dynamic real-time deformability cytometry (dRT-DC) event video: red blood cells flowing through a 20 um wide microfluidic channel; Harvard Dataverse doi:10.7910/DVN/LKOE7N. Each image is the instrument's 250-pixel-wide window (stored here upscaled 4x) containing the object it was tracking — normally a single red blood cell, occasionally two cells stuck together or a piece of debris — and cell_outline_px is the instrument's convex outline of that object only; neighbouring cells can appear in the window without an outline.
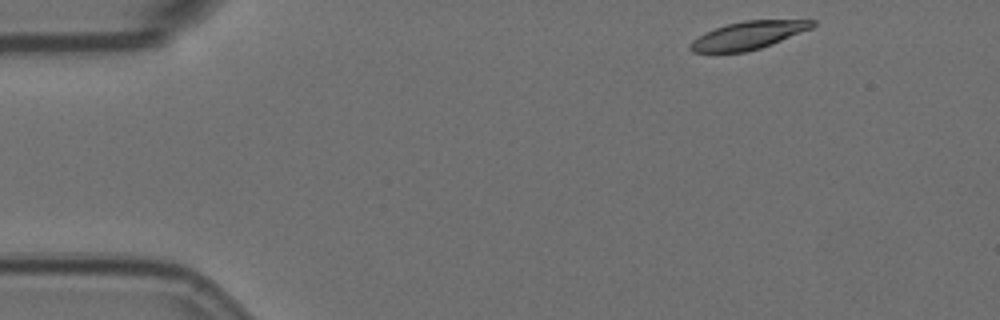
{"species": "Egyptian fruit bat (a non-hibernating species)", "species_latin": "Rousettus aegyptiacus", "temperature_condition": "room temperature", "stored_images_in_passage": 4, "camera_frame_rate_fps": 3000, "um_per_image_px": 0.085, "animal": {"sex": "female"}, "frame": {"image": 1, "passage_image": 1, "time_ms": 0.0, "image_size_px": [1000, 320], "cell_outline_px": [[816, 24], [812, 28], [772, 44], [748, 52], [692, 52], [688, 48], [688, 44], [692, 40], [704, 32], [728, 24], [744, 20], [816, 20]], "centroid_in_image_um": [63.58, 3.01], "position_along_channel_um": 21.4, "area_um2": 19.83}}
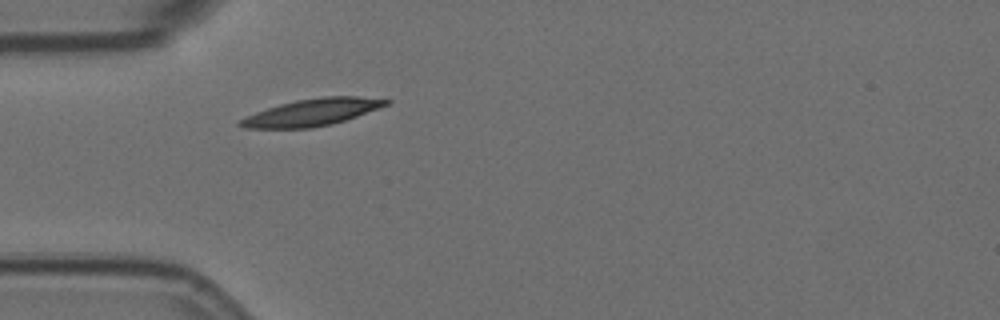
{"frame": {"image": 2, "passage_image": 4, "time_ms": 1.0, "image_size_px": [1000, 320], "cell_outline_px": [[392, 100], [388, 104], [380, 108], [332, 124], [312, 128], [244, 128], [236, 124], [236, 120], [256, 112], [280, 104], [296, 100], [324, 96], [356, 96]], "centroid_in_image_um": [26.49, 9.55], "position_along_channel_um": 58.5, "area_um2": 22.89}}